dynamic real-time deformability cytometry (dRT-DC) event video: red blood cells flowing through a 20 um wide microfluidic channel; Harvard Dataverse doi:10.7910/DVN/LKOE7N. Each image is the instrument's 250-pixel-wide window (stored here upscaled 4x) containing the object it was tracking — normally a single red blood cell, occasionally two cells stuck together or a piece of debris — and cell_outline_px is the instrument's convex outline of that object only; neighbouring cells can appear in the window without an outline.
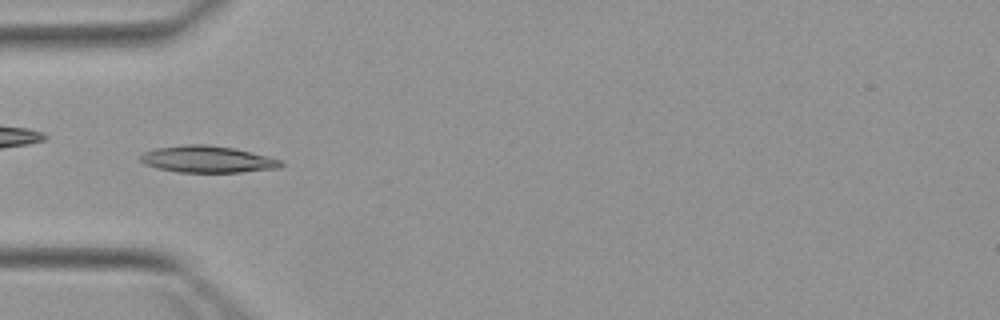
{"species": "Egyptian fruit bat (a non-hibernating species)", "species_latin": "Rousettus aegyptiacus", "temperature_condition": "warm", "stored_images_in_passage": 3, "camera_frame_rate_fps": 3000, "um_per_image_px": 0.085, "animal": {"sex": "female"}, "frame": {"image": 1, "passage_image": 3, "time_ms": 2.333, "image_size_px": [1000, 320], "cell_outline_px": [[284, 164], [280, 168], [240, 172], [180, 172], [156, 168], [144, 164], [140, 160], [140, 156], [144, 152], [156, 148], [184, 144], [204, 144], [232, 148], [268, 156], [280, 160]], "centroid_in_image_um": [17.61, 13.54], "position_along_channel_um": 67.4, "area_um2": 21.79}}